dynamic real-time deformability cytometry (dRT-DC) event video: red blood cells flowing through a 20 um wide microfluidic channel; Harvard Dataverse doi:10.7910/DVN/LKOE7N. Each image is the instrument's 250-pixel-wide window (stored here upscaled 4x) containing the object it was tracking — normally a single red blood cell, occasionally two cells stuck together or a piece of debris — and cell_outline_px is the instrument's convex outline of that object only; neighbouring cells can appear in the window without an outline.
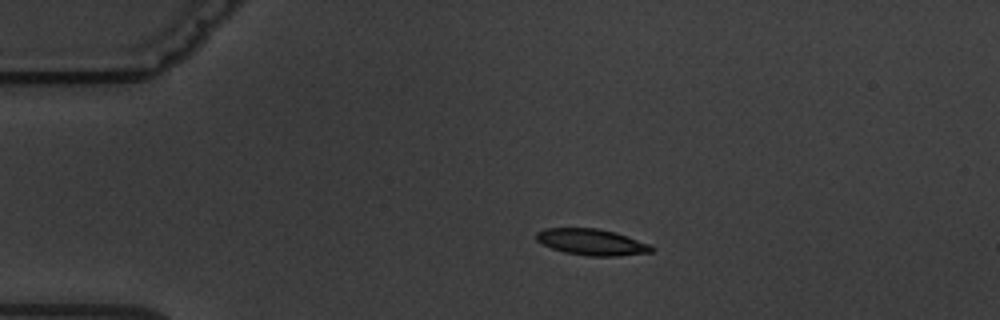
{"species": "common noctule bat (a hibernating species)", "species_latin": "Nyctalus noctula", "temperature_condition": "warm", "stored_images_in_passage": 5, "camera_frame_rate_fps": 3000, "um_per_image_px": 0.085, "animal": {"sex": "male", "body_mass_g": 19.5, "forearm_length_mm": 54.6}, "frame": {"image": 1, "passage_image": 4, "time_ms": 3.667, "image_size_px": [1000, 320], "cell_outline_px": [[656, 248], [652, 252], [616, 256], [588, 256], [564, 252], [552, 248], [536, 240], [536, 232], [544, 228], [596, 228], [616, 232], [648, 244]], "centroid_in_image_um": [50.29, 20.57], "position_along_channel_um": 34.7, "area_um2": 17.57}}